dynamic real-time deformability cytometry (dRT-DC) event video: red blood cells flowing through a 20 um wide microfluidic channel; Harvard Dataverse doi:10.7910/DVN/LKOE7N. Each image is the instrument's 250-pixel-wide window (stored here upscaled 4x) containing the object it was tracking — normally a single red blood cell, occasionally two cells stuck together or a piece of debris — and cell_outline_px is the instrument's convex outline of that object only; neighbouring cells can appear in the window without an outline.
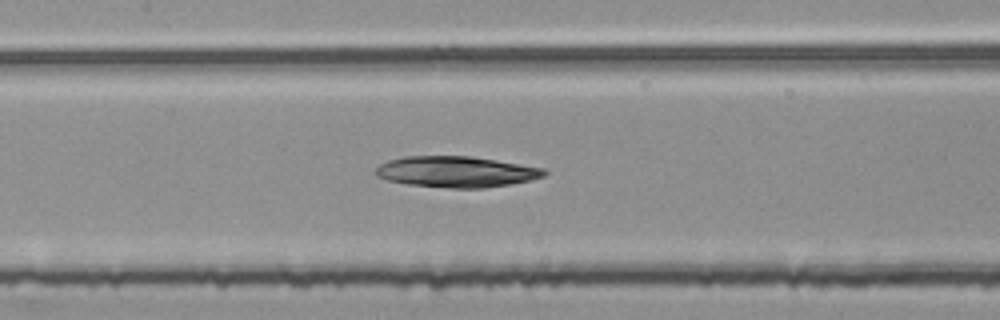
{"species": "common noctule bat (a hibernating species)", "species_latin": "Nyctalus noctula", "temperature_condition": "room temperature", "stored_images_in_passage": 52, "camera_frame_rate_fps": 3000, "um_per_image_px": 0.085, "animal": {"sex": "female", "body_mass_g": 25.1}, "frame": {"image": 1, "passage_image": 24, "time_ms": 7.667, "image_size_px": [1000, 320], "cell_outline_px": [[548, 172], [544, 176], [532, 180], [484, 188], [448, 188], [408, 184], [388, 180], [376, 176], [376, 168], [380, 164], [388, 160], [404, 156], [468, 156], [496, 160], [544, 168]], "centroid_in_image_um": [38.78, 14.6], "position_along_channel_um": 168.6, "area_um2": 30.35}}
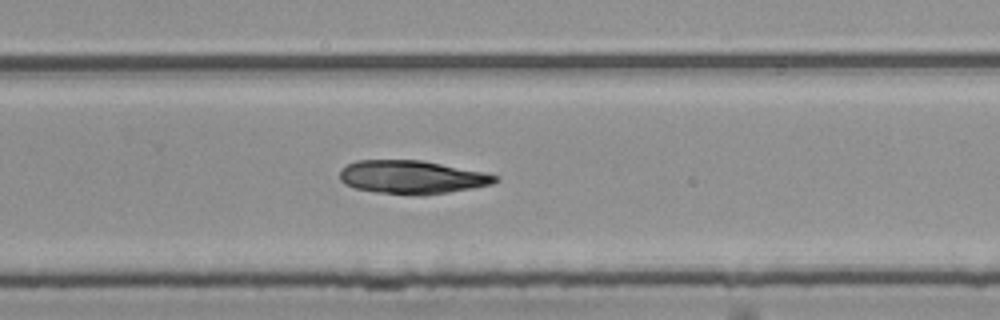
{"frame": {"image": 2, "passage_image": 34, "time_ms": 11.0, "image_size_px": [1000, 320], "cell_outline_px": [[500, 176], [492, 184], [472, 188], [448, 192], [376, 192], [356, 188], [344, 184], [340, 180], [340, 172], [348, 164], [356, 160], [420, 160], [484, 172]], "centroid_in_image_um": [35.0, 15.01], "position_along_channel_um": 294.8, "area_um2": 29.02}}
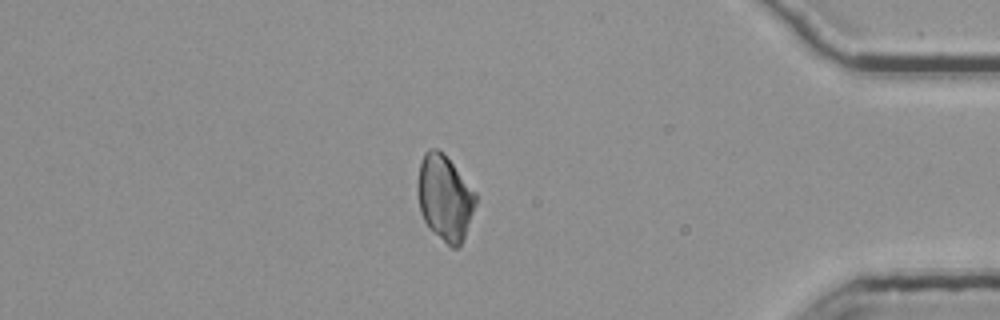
{"frame": {"image": 3, "passage_image": 45, "time_ms": 14.667, "image_size_px": [1000, 320], "cell_outline_px": [[476, 204], [464, 236], [460, 244], [456, 248], [452, 248], [424, 220], [420, 212], [416, 188], [416, 184], [420, 164], [424, 152], [428, 148], [436, 148], [452, 164], [476, 192]], "centroid_in_image_um": [37.78, 16.77], "position_along_channel_um": 397.4, "area_um2": 28.26}}